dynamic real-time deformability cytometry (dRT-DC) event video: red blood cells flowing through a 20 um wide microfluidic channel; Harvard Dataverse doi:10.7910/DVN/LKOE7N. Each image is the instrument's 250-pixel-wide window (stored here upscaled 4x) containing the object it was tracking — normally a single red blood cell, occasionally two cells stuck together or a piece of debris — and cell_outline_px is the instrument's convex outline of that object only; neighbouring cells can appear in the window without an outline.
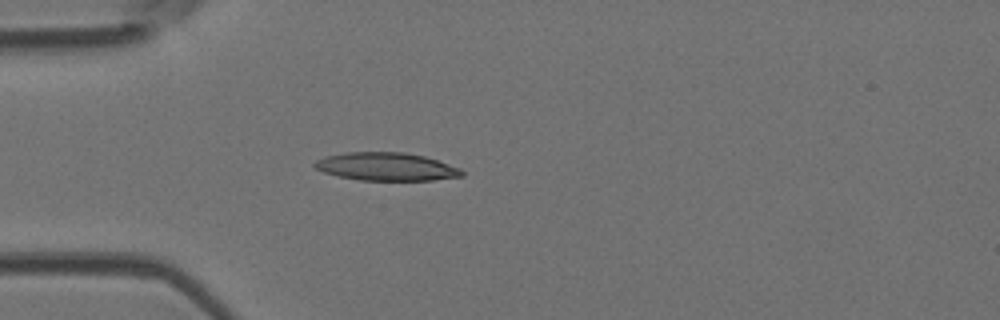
{"species": "Egyptian fruit bat (a non-hibernating species)", "species_latin": "Rousettus aegyptiacus", "temperature_condition": "room temperature", "stored_images_in_passage": 5, "camera_frame_rate_fps": 3000, "um_per_image_px": 0.085, "animal": {"sex": "female"}, "frame": {"image": 1, "passage_image": 5, "time_ms": 1.333, "image_size_px": [1000, 320], "cell_outline_px": [[464, 176], [432, 180], [360, 180], [336, 176], [324, 172], [316, 168], [312, 164], [316, 160], [324, 156], [344, 152], [404, 152], [424, 156], [460, 168], [464, 172]], "centroid_in_image_um": [32.8, 14.16], "position_along_channel_um": 52.2, "area_um2": 24.1}}